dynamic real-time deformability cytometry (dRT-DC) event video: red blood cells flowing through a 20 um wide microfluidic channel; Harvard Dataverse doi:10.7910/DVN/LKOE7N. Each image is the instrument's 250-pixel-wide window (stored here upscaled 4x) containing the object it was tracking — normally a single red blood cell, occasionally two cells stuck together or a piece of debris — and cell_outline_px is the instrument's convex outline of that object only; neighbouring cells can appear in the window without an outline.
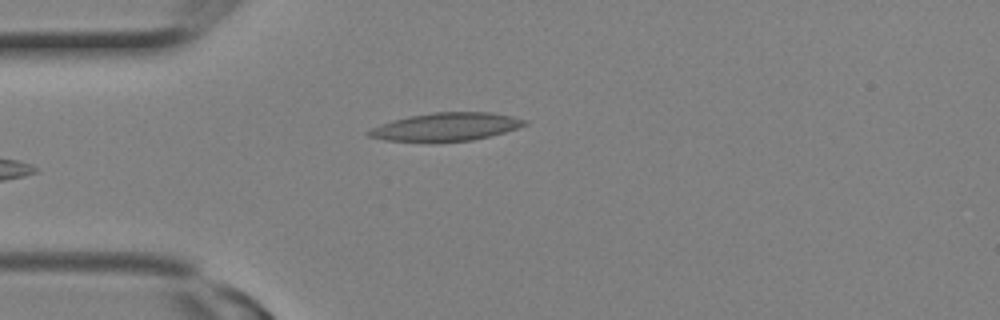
{"species": "Egyptian fruit bat (a non-hibernating species)", "species_latin": "Rousettus aegyptiacus", "temperature_condition": "room temperature", "stored_images_in_passage": 5, "camera_frame_rate_fps": 3000, "um_per_image_px": 0.085, "animal": {"sex": "female"}, "frame": {"image": 1, "passage_image": 1, "time_ms": 0.0, "image_size_px": [1000, 320], "cell_outline_px": [[528, 124], [504, 132], [472, 140], [432, 144], [384, 140], [368, 136], [364, 132], [380, 124], [392, 120], [408, 116], [432, 112], [492, 112], [512, 116], [528, 120]], "centroid_in_image_um": [37.85, 10.81], "position_along_channel_um": 47.1, "area_um2": 26.3}}
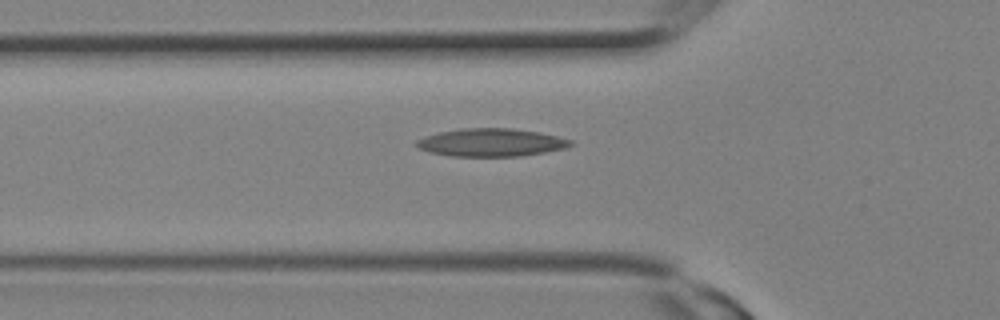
{"frame": {"image": 2, "passage_image": 3, "time_ms": 0.667, "image_size_px": [1000, 320], "cell_outline_px": [[572, 144], [564, 148], [544, 152], [520, 156], [452, 156], [428, 152], [420, 148], [416, 144], [416, 140], [424, 136], [440, 132], [460, 128], [512, 128], [540, 132], [572, 140]], "centroid_in_image_um": [41.72, 12.1], "position_along_channel_um": 84.1, "area_um2": 24.97}}
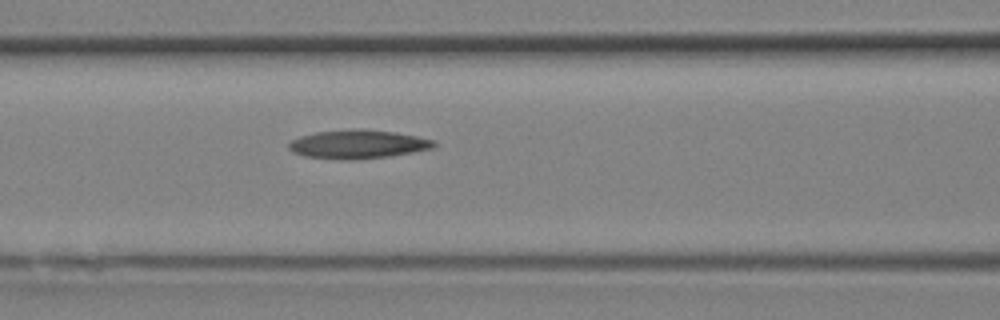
{"frame": {"image": 3, "passage_image": 5, "time_ms": 1.333, "image_size_px": [1000, 320], "cell_outline_px": [[436, 144], [432, 148], [412, 152], [388, 156], [348, 160], [340, 160], [304, 156], [292, 152], [288, 148], [288, 144], [292, 140], [300, 136], [316, 132], [360, 128], [364, 128], [396, 132], [436, 140]], "centroid_in_image_um": [30.4, 12.25], "position_along_channel_um": 136.2, "area_um2": 24.33}}